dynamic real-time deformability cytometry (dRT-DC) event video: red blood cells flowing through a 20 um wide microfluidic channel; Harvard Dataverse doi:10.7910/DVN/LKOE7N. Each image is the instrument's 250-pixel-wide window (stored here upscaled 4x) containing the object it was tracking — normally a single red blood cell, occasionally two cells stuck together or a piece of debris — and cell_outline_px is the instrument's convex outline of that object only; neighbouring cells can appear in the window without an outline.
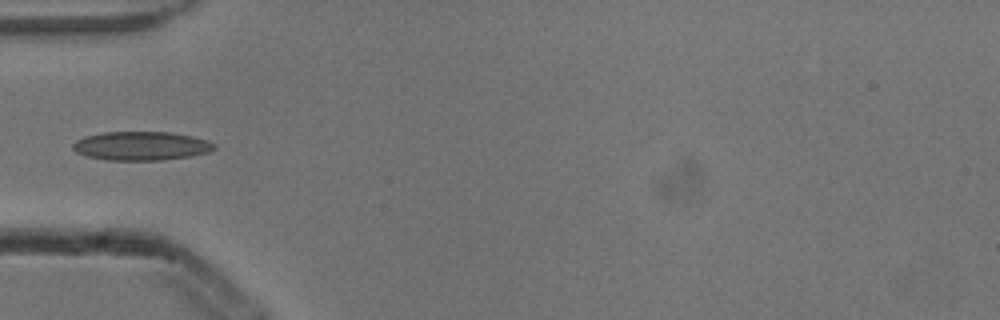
{"species": "common noctule bat (a hibernating species)", "species_latin": "Nyctalus noctula", "temperature_condition": "cold", "stored_images_in_passage": 5, "camera_frame_rate_fps": 3000, "um_per_image_px": 0.085, "animal": {"sex": "male", "body_mass_g": 13.3}, "frame": {"image": 1, "passage_image": 4, "time_ms": 1.0, "image_size_px": [1000, 320], "cell_outline_px": [[216, 148], [208, 152], [192, 156], [160, 160], [104, 160], [88, 156], [76, 152], [72, 148], [72, 144], [76, 140], [84, 136], [104, 132], [172, 132], [192, 136], [208, 140], [216, 144]], "centroid_in_image_um": [12.01, 12.4], "position_along_channel_um": 73.0, "area_um2": 23.87}}
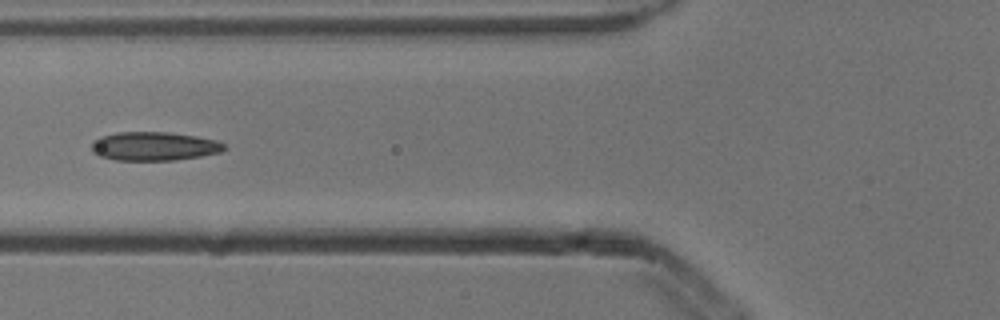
{"frame": {"image": 2, "passage_image": 5, "time_ms": 1.333, "image_size_px": [1000, 320], "cell_outline_px": [[228, 148], [220, 152], [200, 156], [176, 160], [116, 160], [100, 156], [92, 152], [92, 140], [100, 136], [116, 132], [168, 132], [196, 136], [216, 140], [224, 144]], "centroid_in_image_um": [13.08, 12.42], "position_along_channel_um": 112.7, "area_um2": 22.31}}